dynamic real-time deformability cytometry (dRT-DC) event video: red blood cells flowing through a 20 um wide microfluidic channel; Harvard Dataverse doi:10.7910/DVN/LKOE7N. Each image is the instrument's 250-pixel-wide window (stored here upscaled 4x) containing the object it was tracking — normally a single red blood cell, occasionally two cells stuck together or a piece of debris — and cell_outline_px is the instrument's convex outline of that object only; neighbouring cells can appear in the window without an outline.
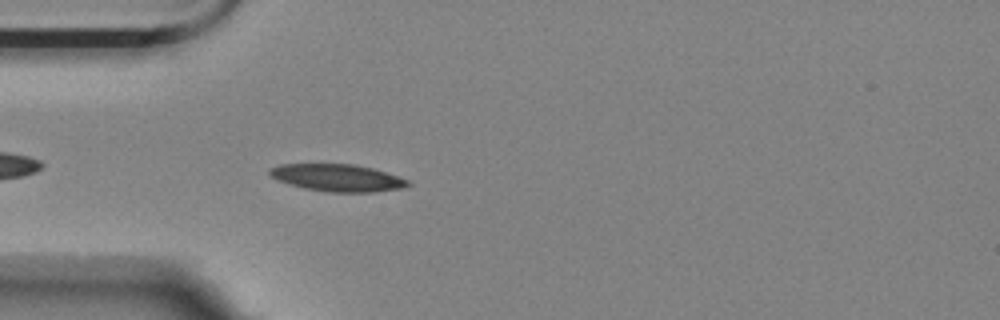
{"species": "Egyptian fruit bat (a non-hibernating species)", "species_latin": "Rousettus aegyptiacus", "temperature_condition": "room temperature", "stored_images_in_passage": 44, "camera_frame_rate_fps": 3000, "um_per_image_px": 0.085, "animal": {"sex": "female"}, "frame": {"image": 1, "passage_image": 4, "time_ms": 1.0, "image_size_px": [1000, 320], "cell_outline_px": [[412, 184], [400, 188], [372, 192], [332, 192], [304, 188], [276, 180], [268, 172], [268, 168], [280, 164], [356, 164], [372, 168], [408, 180]], "centroid_in_image_um": [28.64, 15.1], "position_along_channel_um": 56.4, "area_um2": 21.73}}
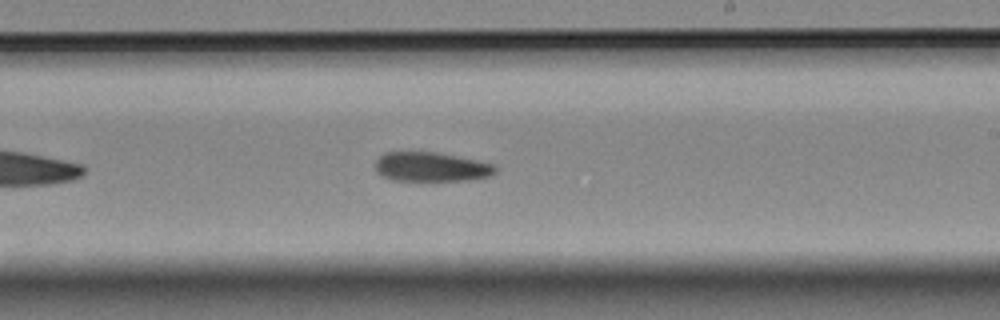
{"frame": {"image": 2, "passage_image": 21, "time_ms": 6.667, "image_size_px": [1000, 320], "cell_outline_px": [[496, 172], [488, 176], [472, 180], [392, 180], [380, 176], [376, 172], [376, 160], [384, 152], [436, 152], [496, 164]], "centroid_in_image_um": [36.64, 14.18], "position_along_channel_um": 252.4, "area_um2": 20.52}}
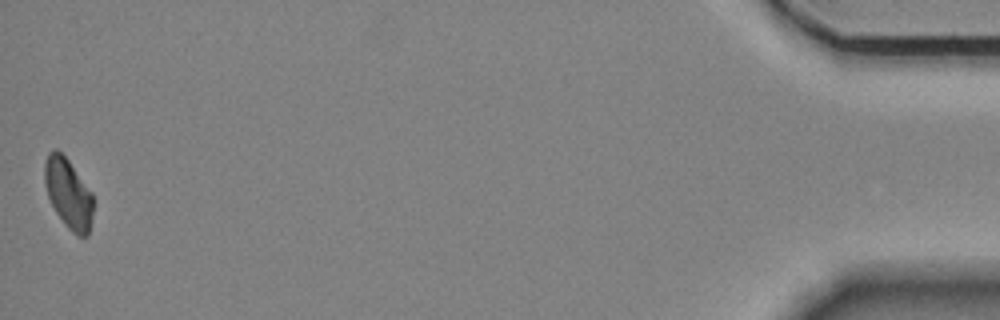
{"frame": {"image": 3, "passage_image": 44, "time_ms": 14.333, "image_size_px": [1000, 320], "cell_outline_px": [[92, 216], [88, 236], [76, 236], [64, 224], [56, 212], [48, 196], [44, 180], [44, 164], [48, 152], [52, 148], [56, 148], [68, 160], [92, 192]], "centroid_in_image_um": [5.79, 16.43], "position_along_channel_um": 429.4, "area_um2": 19.71}, "authors_computed_cell_mechanics": {"area_um2": 21.2126, "velocity_mm_per_s": 3.5196, "shape_relaxation_time_tau1_ms": 6.778, "shape_relaxation_time_tau2_ms": null, "deformation_change_tau1": 0.1249, "deformation_change_tau2": null}}